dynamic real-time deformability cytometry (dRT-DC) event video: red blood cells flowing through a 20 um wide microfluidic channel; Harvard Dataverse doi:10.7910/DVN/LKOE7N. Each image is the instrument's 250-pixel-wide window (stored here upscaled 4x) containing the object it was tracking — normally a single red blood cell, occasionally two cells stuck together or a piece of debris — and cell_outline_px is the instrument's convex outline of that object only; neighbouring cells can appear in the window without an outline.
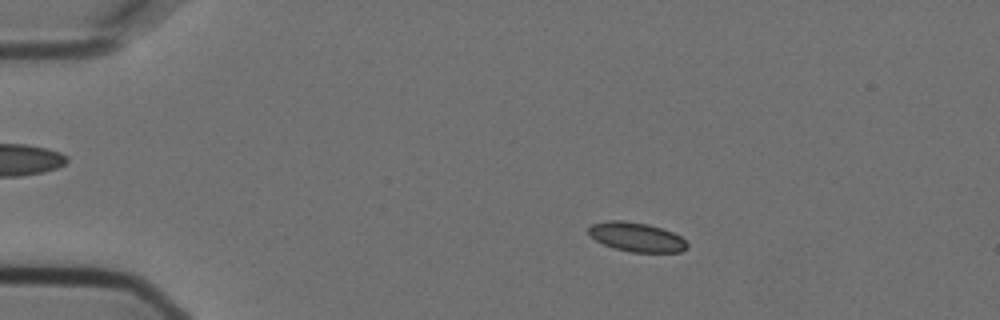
{"species": "Egyptian fruit bat (a non-hibernating species)", "species_latin": "Rousettus aegyptiacus", "temperature_condition": "cold", "stored_images_in_passage": 5, "camera_frame_rate_fps": 3000, "um_per_image_px": 0.085, "animal": {"sex": "female"}, "frame": {"image": 1, "passage_image": 3, "time_ms": 0.667, "image_size_px": [1000, 320], "cell_outline_px": [[688, 248], [680, 252], [632, 252], [612, 248], [596, 240], [588, 232], [588, 228], [592, 224], [608, 220], [624, 220], [648, 224], [672, 232], [680, 236], [688, 244]], "centroid_in_image_um": [54.1, 20.15], "position_along_channel_um": 30.9, "area_um2": 16.76}}